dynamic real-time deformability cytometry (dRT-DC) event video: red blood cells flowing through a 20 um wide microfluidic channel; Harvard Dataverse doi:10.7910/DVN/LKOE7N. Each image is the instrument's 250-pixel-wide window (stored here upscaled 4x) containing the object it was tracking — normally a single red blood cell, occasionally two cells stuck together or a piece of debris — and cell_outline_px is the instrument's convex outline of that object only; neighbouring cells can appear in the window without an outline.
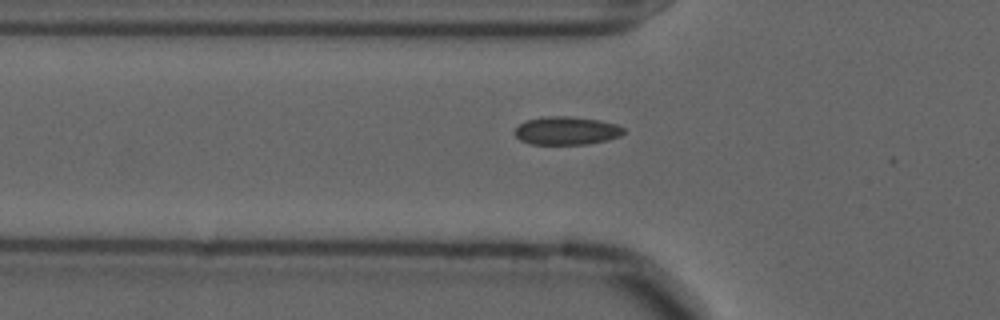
{"species": "common noctule bat (a hibernating species)", "species_latin": "Nyctalus noctula", "temperature_condition": "cold", "stored_images_in_passage": 10, "camera_frame_rate_fps": 3000, "um_per_image_px": 0.085, "animal": {"sex": "male", "forearm_length_mm": 52.5}, "frame": {"image": 1, "passage_image": 9, "time_ms": 2.667, "image_size_px": [1000, 320], "cell_outline_px": [[624, 132], [620, 136], [608, 140], [588, 144], [532, 144], [520, 140], [516, 136], [516, 128], [524, 120], [544, 116], [572, 116], [600, 120], [616, 124], [624, 128]], "centroid_in_image_um": [48.17, 11.1], "position_along_channel_um": 77.6, "area_um2": 17.98}}